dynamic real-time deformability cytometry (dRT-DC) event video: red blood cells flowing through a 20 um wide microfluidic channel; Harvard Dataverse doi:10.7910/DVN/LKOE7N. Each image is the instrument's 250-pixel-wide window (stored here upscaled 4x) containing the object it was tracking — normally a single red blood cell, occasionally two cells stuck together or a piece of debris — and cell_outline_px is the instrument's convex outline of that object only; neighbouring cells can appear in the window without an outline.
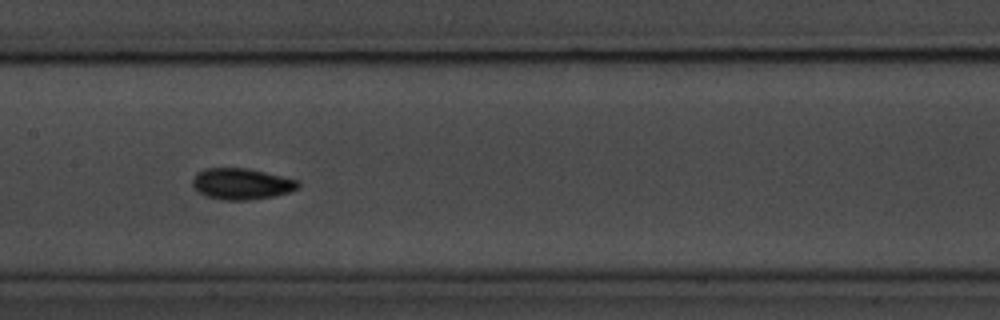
{"species": "common noctule bat (a hibernating species)", "species_latin": "Nyctalus noctula", "temperature_condition": "room temperature", "stored_images_in_passage": 14, "camera_frame_rate_fps": 3000, "um_per_image_px": 0.085, "animal": {"sex": "male", "body_mass_g": 20.1, "forearm_length_mm": 53.5}, "frame": {"image": 1, "passage_image": 7, "time_ms": 7.667, "image_size_px": [1000, 320], "cell_outline_px": [[300, 188], [276, 196], [248, 200], [220, 200], [204, 196], [192, 188], [192, 180], [196, 172], [204, 168], [248, 168], [300, 180]], "centroid_in_image_um": [20.51, 15.63], "position_along_channel_um": 186.9, "area_um2": 19.65}}
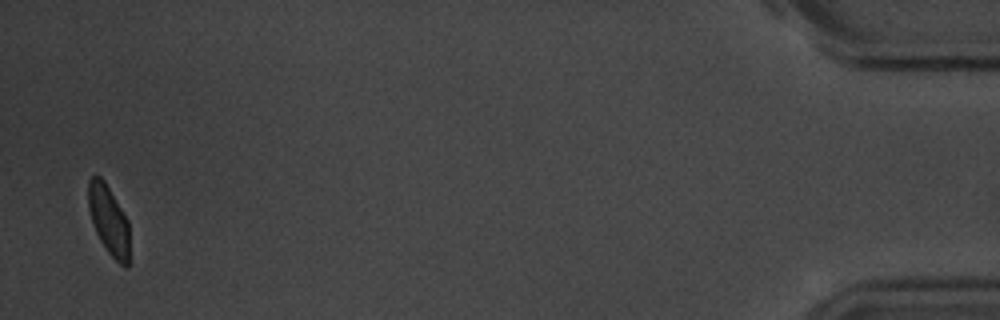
{"frame": {"image": 2, "passage_image": 14, "time_ms": 16.667, "image_size_px": [1000, 320], "cell_outline_px": [[128, 268], [124, 268], [108, 252], [100, 240], [96, 232], [88, 208], [88, 180], [92, 176], [100, 176], [104, 180], [128, 220]], "centroid_in_image_um": [9.23, 18.69], "position_along_channel_um": 426.0, "area_um2": 16.42}, "authors_computed_cell_mechanics": {"area_um2": 18.5249, "velocity_mm_per_s": 3.653, "shape_relaxation_time_tau1_ms": 1.9304, "shape_relaxation_time_tau2_ms": null, "deformation_change_tau1": 0.0729, "deformation_change_tau2": null}}